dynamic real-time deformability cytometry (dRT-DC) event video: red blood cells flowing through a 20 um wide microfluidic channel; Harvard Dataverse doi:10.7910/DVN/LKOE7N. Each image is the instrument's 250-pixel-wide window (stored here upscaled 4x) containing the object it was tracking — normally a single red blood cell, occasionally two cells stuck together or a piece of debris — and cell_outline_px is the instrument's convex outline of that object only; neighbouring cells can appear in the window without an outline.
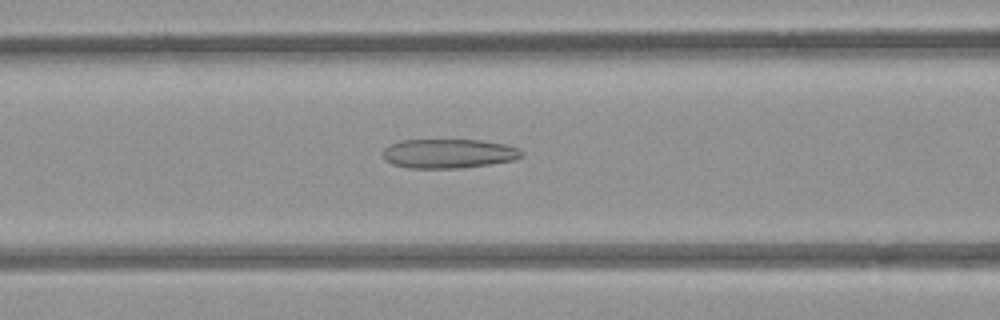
{"species": "common noctule bat (a hibernating species)", "species_latin": "Nyctalus noctula", "temperature_condition": "room temperature", "stored_images_in_passage": 53, "camera_frame_rate_fps": 3000, "um_per_image_px": 0.085, "animal": {"sex": "female", "body_mass_g": 21.9}, "frame": {"image": 1, "passage_image": 22, "time_ms": 7.0, "image_size_px": [1000, 320], "cell_outline_px": [[524, 156], [512, 160], [488, 164], [460, 168], [408, 168], [392, 164], [384, 160], [384, 148], [400, 140], [480, 140], [504, 144], [516, 148], [524, 152]], "centroid_in_image_um": [38.12, 13.05], "position_along_channel_um": 128.5, "area_um2": 23.52}}
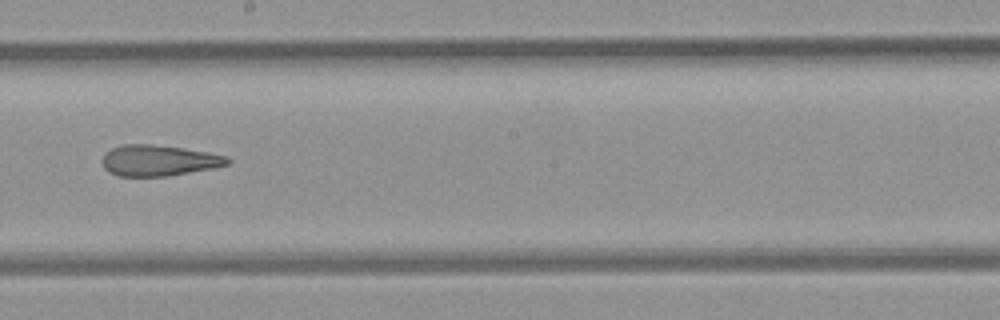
{"frame": {"image": 2, "passage_image": 30, "time_ms": 9.667, "image_size_px": [1000, 320], "cell_outline_px": [[232, 160], [228, 164], [212, 168], [168, 176], [116, 176], [108, 172], [104, 168], [100, 160], [112, 148], [124, 144], [152, 144], [184, 148], [208, 152], [228, 156]], "centroid_in_image_um": [13.49, 13.64], "position_along_channel_um": 234.7, "area_um2": 22.66}}
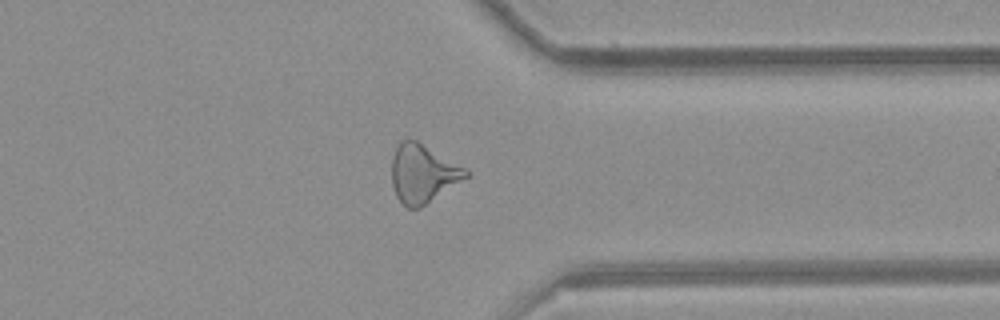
{"frame": {"image": 3, "passage_image": 41, "time_ms": 13.333, "image_size_px": [1000, 320], "cell_outline_px": [[468, 176], [420, 208], [408, 208], [396, 196], [392, 184], [392, 156], [400, 140], [408, 136], [416, 140], [464, 168], [468, 172]], "centroid_in_image_um": [35.88, 14.73], "position_along_channel_um": 375.5, "area_um2": 24.8}, "authors_computed_cell_mechanics": {"area_um2": 25.2586, "velocity_mm_per_s": 3.9812, "shape_relaxation_time_tau1_ms": null, "shape_relaxation_time_tau2_ms": 3.458, "deformation_change_tau1": null, "deformation_change_tau2": 0.1485}}